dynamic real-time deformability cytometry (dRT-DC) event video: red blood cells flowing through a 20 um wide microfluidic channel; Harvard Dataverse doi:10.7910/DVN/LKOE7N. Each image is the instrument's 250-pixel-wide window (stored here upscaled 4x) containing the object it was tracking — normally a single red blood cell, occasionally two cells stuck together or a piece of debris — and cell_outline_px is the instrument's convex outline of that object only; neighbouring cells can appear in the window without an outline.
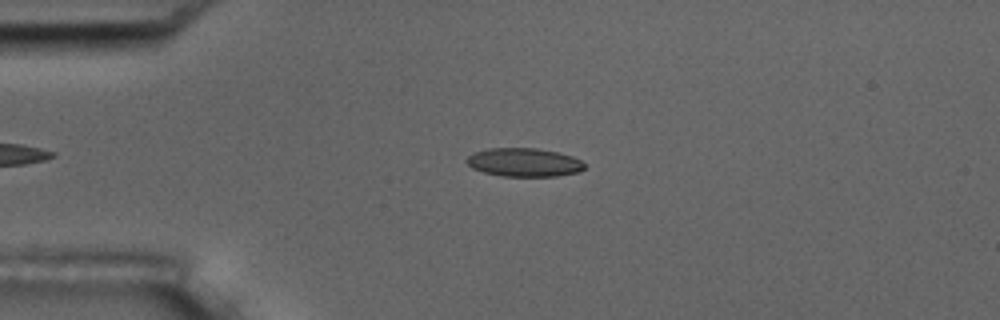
{"species": "common noctule bat (a hibernating species)", "species_latin": "Nyctalus noctula", "temperature_condition": "room temperature", "stored_images_in_passage": 4, "camera_frame_rate_fps": 3000, "um_per_image_px": 0.085, "animal": {"sex": "male", "body_mass_g": 17.5, "forearm_length_mm": 52.3}, "frame": {"image": 1, "passage_image": 3, "time_ms": 2.333, "image_size_px": [1000, 320], "cell_outline_px": [[584, 168], [580, 172], [556, 176], [504, 176], [484, 172], [472, 168], [464, 160], [472, 152], [488, 148], [536, 148], [556, 152], [572, 156], [580, 160], [584, 164]], "centroid_in_image_um": [44.51, 13.79], "position_along_channel_um": 40.5, "area_um2": 19.59}}